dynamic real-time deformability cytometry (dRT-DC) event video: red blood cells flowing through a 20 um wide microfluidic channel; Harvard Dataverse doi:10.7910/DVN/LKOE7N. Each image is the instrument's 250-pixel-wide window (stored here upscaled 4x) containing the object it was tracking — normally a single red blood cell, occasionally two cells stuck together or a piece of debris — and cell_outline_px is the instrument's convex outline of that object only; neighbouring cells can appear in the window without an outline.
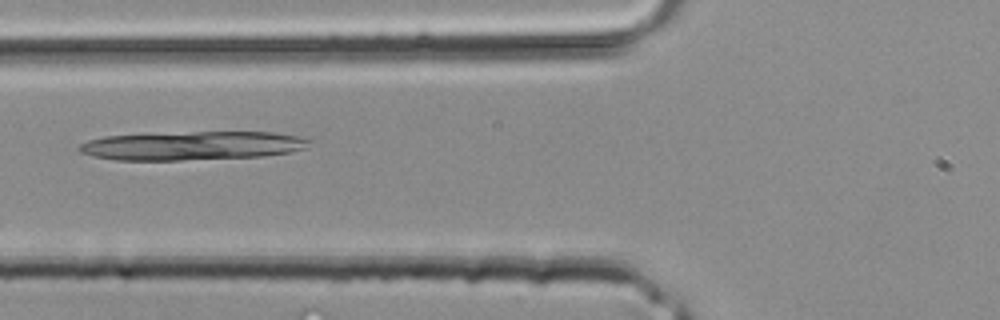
{"species": "common noctule bat (a hibernating species)", "species_latin": "Nyctalus noctula", "temperature_condition": "room temperature", "stored_images_in_passage": 3, "camera_frame_rate_fps": 3000, "um_per_image_px": 0.085, "animal": {"sex": "male", "body_mass_g": 20.4}, "frame": {"image": 1, "passage_image": 3, "time_ms": 0.667, "image_size_px": [1000, 320], "cell_outline_px": [[316, 140], [308, 148], [292, 152], [264, 156], [180, 160], [116, 160], [92, 156], [80, 152], [76, 148], [80, 144], [88, 140], [104, 136], [192, 132], [272, 132], [300, 136]], "centroid_in_image_um": [16.42, 12.38], "position_along_channel_um": 109.4, "area_um2": 38.84}}